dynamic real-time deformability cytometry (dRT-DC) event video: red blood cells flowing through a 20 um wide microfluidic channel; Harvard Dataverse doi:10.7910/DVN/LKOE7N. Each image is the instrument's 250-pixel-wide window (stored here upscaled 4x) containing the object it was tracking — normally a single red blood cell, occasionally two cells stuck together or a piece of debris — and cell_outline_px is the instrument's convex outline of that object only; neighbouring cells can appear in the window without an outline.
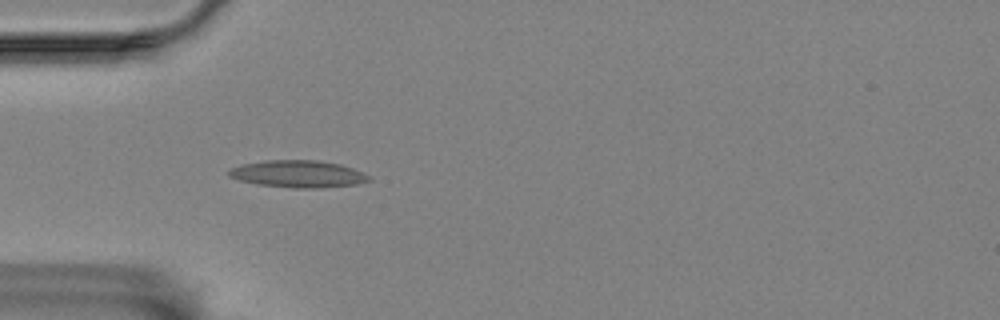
{"species": "Egyptian fruit bat (a non-hibernating species)", "species_latin": "Rousettus aegyptiacus", "temperature_condition": "room temperature", "stored_images_in_passage": 45, "camera_frame_rate_fps": 3000, "um_per_image_px": 0.085, "animal": {"sex": "female"}, "frame": {"image": 1, "passage_image": 7, "time_ms": 2.0, "image_size_px": [1000, 320], "cell_outline_px": [[372, 180], [356, 184], [320, 188], [292, 188], [256, 184], [240, 180], [228, 176], [228, 172], [232, 168], [240, 164], [264, 160], [320, 160], [340, 164], [352, 168], [372, 176]], "centroid_in_image_um": [25.35, 14.78], "position_along_channel_um": 59.7, "area_um2": 22.31}}
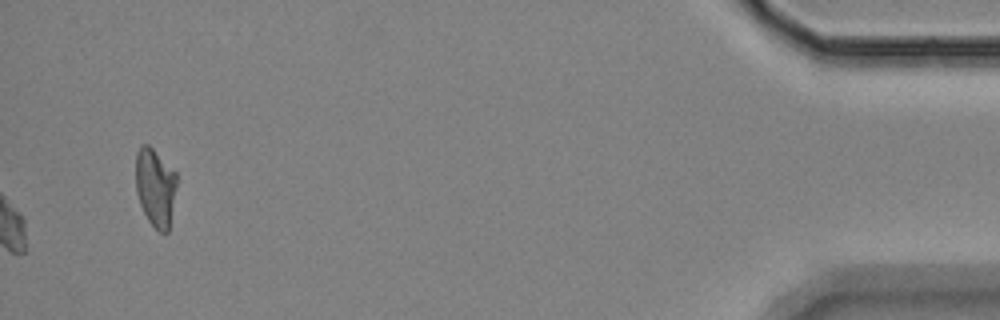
{"frame": {"image": 2, "passage_image": 45, "time_ms": 14.667, "image_size_px": [1000, 320], "cell_outline_px": [[176, 188], [168, 232], [164, 236], [148, 220], [140, 204], [136, 192], [136, 152], [140, 144], [148, 144], [176, 172]], "centroid_in_image_um": [13.19, 15.91], "position_along_channel_um": 422.0, "area_um2": 18.67}, "authors_computed_cell_mechanics": {"area_um2": 20.0566, "velocity_mm_per_s": 3.4569, "shape_relaxation_time_tau1_ms": 5.594, "shape_relaxation_time_tau2_ms": 3.0707, "deformation_change_tau1": 0.1394, "deformation_change_tau2": 0.1031}}